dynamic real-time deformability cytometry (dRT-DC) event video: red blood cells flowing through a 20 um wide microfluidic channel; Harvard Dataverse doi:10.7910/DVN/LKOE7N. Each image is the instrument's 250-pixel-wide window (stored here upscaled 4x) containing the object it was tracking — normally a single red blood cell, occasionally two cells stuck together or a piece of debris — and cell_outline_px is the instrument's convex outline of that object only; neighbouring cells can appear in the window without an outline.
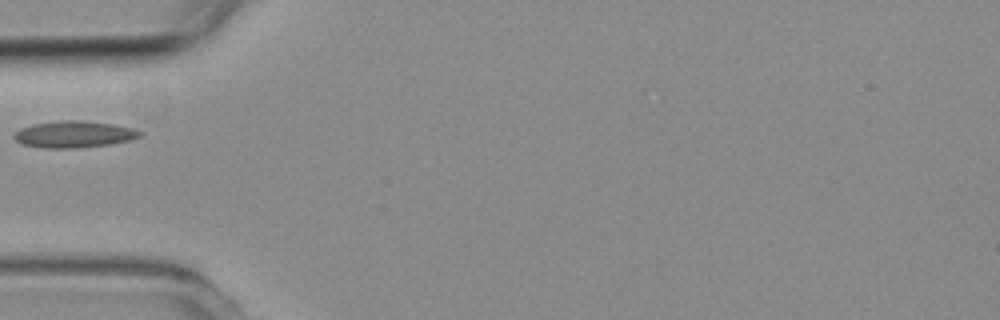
{"species": "common noctule bat (a hibernating species)", "species_latin": "Nyctalus noctula", "temperature_condition": "room temperature", "stored_images_in_passage": 1, "camera_frame_rate_fps": 3000, "um_per_image_px": 0.085, "animal": {"sex": "female", "body_mass_g": 19.3, "forearm_length_mm": 54.1}, "frame": {"image": 1, "passage_image": 1, "time_ms": 0.0, "image_size_px": [1000, 320], "cell_outline_px": [[144, 132], [140, 136], [128, 140], [108, 144], [72, 148], [48, 148], [24, 144], [16, 140], [12, 136], [20, 128], [32, 124], [56, 120], [84, 120], [112, 124], [132, 128]], "centroid_in_image_um": [6.27, 11.39], "position_along_channel_um": 78.7, "area_um2": 19.36}}